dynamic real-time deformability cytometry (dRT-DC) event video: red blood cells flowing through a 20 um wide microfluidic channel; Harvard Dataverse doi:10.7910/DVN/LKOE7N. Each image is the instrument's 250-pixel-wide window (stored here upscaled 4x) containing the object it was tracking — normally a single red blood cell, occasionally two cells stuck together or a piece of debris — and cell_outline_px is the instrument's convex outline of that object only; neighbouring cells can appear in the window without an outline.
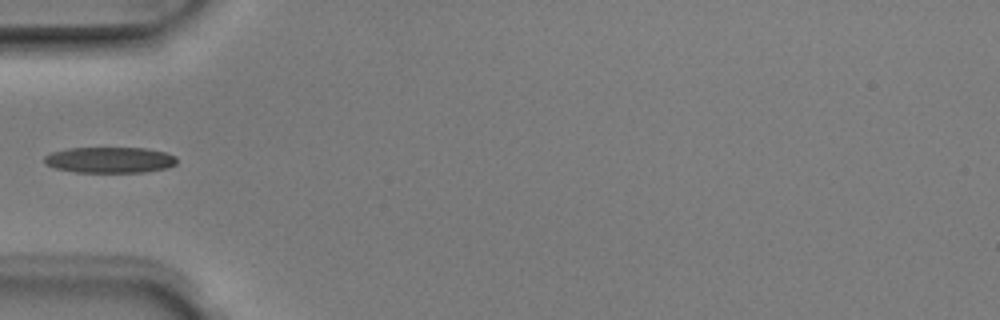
{"species": "Egyptian fruit bat (a non-hibernating species)", "species_latin": "Rousettus aegyptiacus", "temperature_condition": "room temperature", "stored_images_in_passage": 6, "camera_frame_rate_fps": 3000, "um_per_image_px": 0.085, "animal": {"sex": "male"}, "frame": {"image": 1, "passage_image": 5, "time_ms": 1.333, "image_size_px": [1000, 320], "cell_outline_px": [[176, 164], [164, 168], [144, 172], [76, 172], [56, 168], [44, 164], [44, 156], [52, 152], [68, 148], [144, 148], [164, 152], [176, 156]], "centroid_in_image_um": [9.3, 13.59], "position_along_channel_um": 75.7, "area_um2": 19.88}}
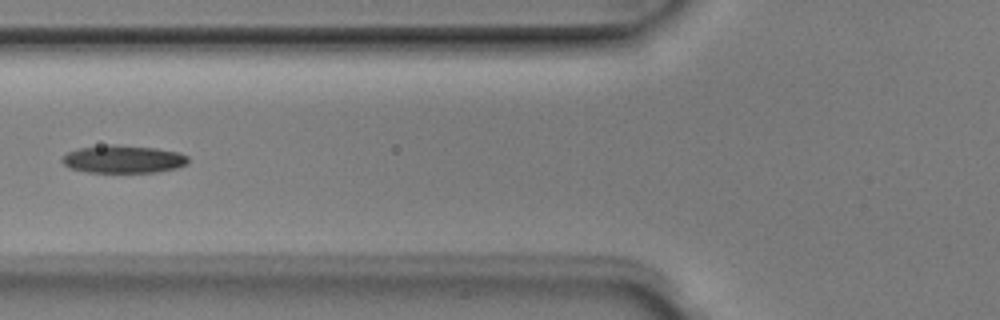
{"frame": {"image": 2, "passage_image": 6, "time_ms": 1.667, "image_size_px": [1000, 320], "cell_outline_px": [[188, 164], [176, 168], [156, 172], [88, 172], [68, 168], [60, 160], [68, 152], [80, 148], [112, 144], [156, 148], [180, 152], [188, 156]], "centroid_in_image_um": [10.5, 13.53], "position_along_channel_um": 115.3, "area_um2": 20.4}}